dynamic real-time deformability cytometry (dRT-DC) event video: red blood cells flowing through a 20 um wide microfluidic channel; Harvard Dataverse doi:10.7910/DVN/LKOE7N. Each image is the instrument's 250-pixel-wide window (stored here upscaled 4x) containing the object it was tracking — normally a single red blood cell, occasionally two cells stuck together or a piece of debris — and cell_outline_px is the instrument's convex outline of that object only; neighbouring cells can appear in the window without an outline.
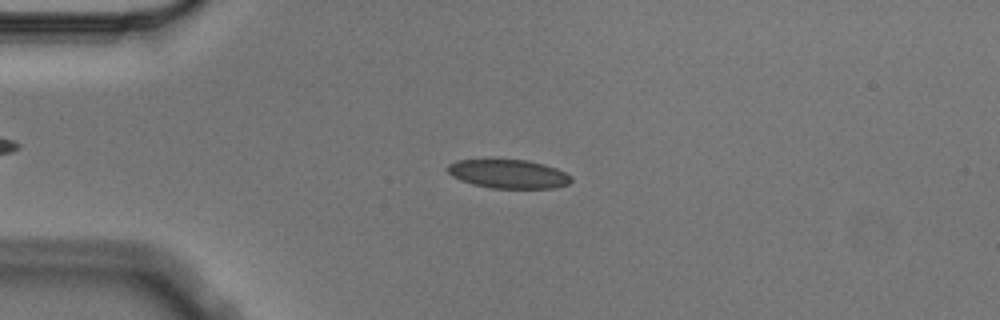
{"species": "Egyptian fruit bat (a non-hibernating species)", "species_latin": "Rousettus aegyptiacus", "temperature_condition": "cold", "stored_images_in_passage": 5, "camera_frame_rate_fps": 3000, "um_per_image_px": 0.085, "animal": {"sex": "male"}, "frame": {"image": 1, "passage_image": 3, "time_ms": 0.667, "image_size_px": [1000, 320], "cell_outline_px": [[572, 180], [568, 184], [552, 188], [492, 188], [472, 184], [460, 180], [452, 176], [448, 172], [448, 164], [456, 160], [528, 160], [544, 164], [556, 168], [572, 176]], "centroid_in_image_um": [43.22, 14.78], "position_along_channel_um": 41.8, "area_um2": 20.63}}
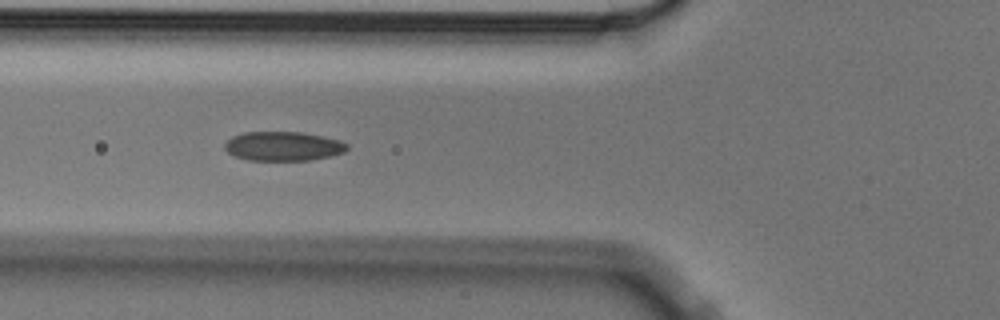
{"frame": {"image": 2, "passage_image": 5, "time_ms": 1.333, "image_size_px": [1000, 320], "cell_outline_px": [[348, 148], [344, 152], [328, 156], [308, 160], [248, 160], [236, 156], [228, 152], [224, 148], [224, 144], [232, 136], [244, 132], [304, 132], [340, 140], [348, 144]], "centroid_in_image_um": [24.06, 12.42], "position_along_channel_um": 101.7, "area_um2": 20.75}}